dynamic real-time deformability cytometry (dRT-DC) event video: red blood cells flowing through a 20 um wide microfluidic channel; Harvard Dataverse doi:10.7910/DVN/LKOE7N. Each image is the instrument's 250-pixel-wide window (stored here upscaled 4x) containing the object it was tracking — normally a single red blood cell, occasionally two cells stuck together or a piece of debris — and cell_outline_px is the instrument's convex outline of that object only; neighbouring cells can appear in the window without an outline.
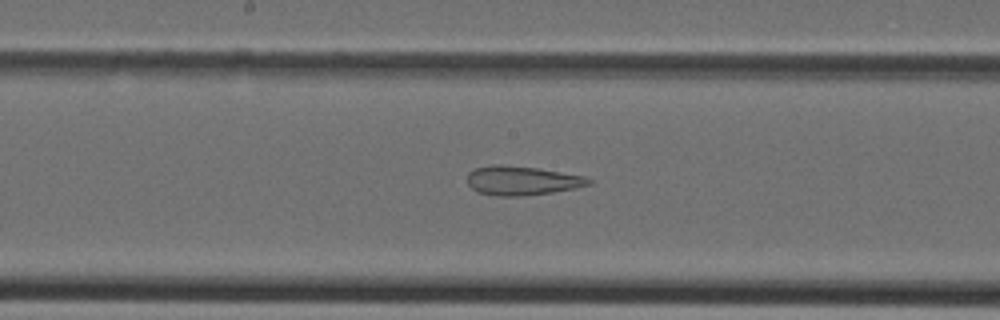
{"species": "Egyptian fruit bat (a non-hibernating species)", "species_latin": "Rousettus aegyptiacus", "temperature_condition": "cold", "stored_images_in_passage": 38, "camera_frame_rate_fps": 3000, "um_per_image_px": 0.085, "animal": {"sex": "female"}, "frame": {"image": 1, "passage_image": 19, "time_ms": 6.0, "image_size_px": [1000, 320], "cell_outline_px": [[592, 184], [576, 188], [552, 192], [524, 196], [496, 196], [476, 192], [468, 184], [468, 172], [476, 168], [492, 164], [500, 164], [536, 168], [584, 176], [592, 180]], "centroid_in_image_um": [44.35, 15.36], "position_along_channel_um": 203.9, "area_um2": 20.63}}
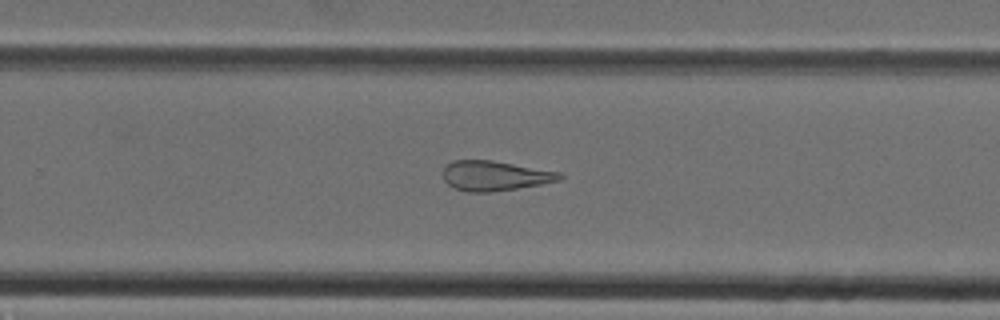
{"frame": {"image": 2, "passage_image": 24, "time_ms": 7.667, "image_size_px": [1000, 320], "cell_outline_px": [[564, 176], [560, 180], [540, 184], [492, 192], [468, 192], [452, 188], [444, 180], [444, 168], [452, 160], [492, 160], [560, 172]], "centroid_in_image_um": [42.04, 14.94], "position_along_channel_um": 287.8, "area_um2": 20.23}}
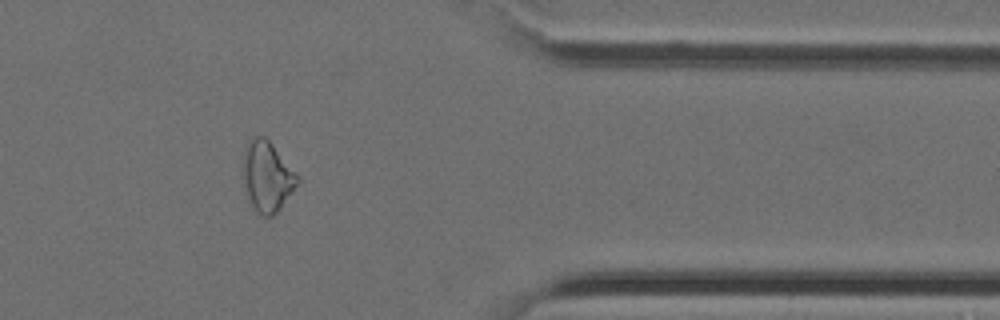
{"frame": {"image": 3, "passage_image": 31, "time_ms": 10.0, "image_size_px": [1000, 320], "cell_outline_px": [[300, 180], [292, 192], [280, 208], [272, 216], [264, 216], [256, 212], [248, 204], [244, 184], [244, 160], [248, 140], [256, 136], [264, 136], [268, 140], [300, 176]], "centroid_in_image_um": [22.71, 15.04], "position_along_channel_um": 388.7, "area_um2": 22.14}}